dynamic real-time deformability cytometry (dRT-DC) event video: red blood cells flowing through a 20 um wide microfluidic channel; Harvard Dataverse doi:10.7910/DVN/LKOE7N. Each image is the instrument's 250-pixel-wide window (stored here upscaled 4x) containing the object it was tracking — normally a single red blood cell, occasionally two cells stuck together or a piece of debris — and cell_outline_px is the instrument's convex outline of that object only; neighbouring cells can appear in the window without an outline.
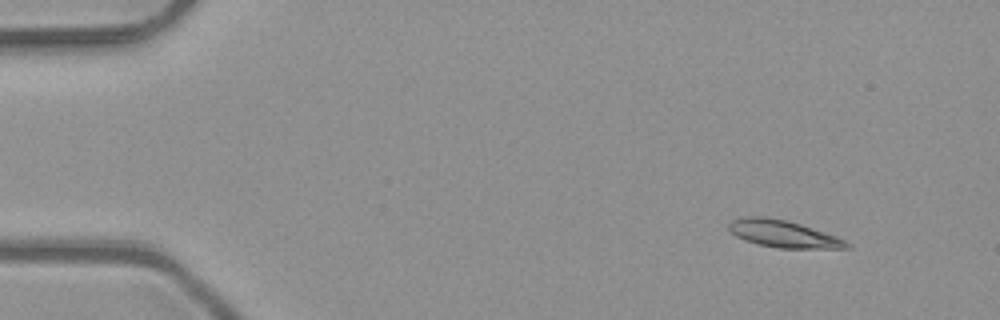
{"species": "common noctule bat (a hibernating species)", "species_latin": "Nyctalus noctula", "temperature_condition": "room temperature", "stored_images_in_passage": 50, "camera_frame_rate_fps": 3000, "um_per_image_px": 0.085, "animal": {"sex": "male", "body_mass_g": 23.1, "forearm_length_mm": 52.7}, "frame": {"image": 1, "passage_image": 5, "time_ms": 1.333, "image_size_px": [1000, 320], "cell_outline_px": [[852, 248], [776, 248], [756, 244], [744, 240], [736, 236], [728, 228], [728, 224], [732, 220], [744, 216], [764, 216], [788, 220], [836, 236], [852, 244]], "centroid_in_image_um": [66.56, 19.87], "position_along_channel_um": 18.4, "area_um2": 18.73}}
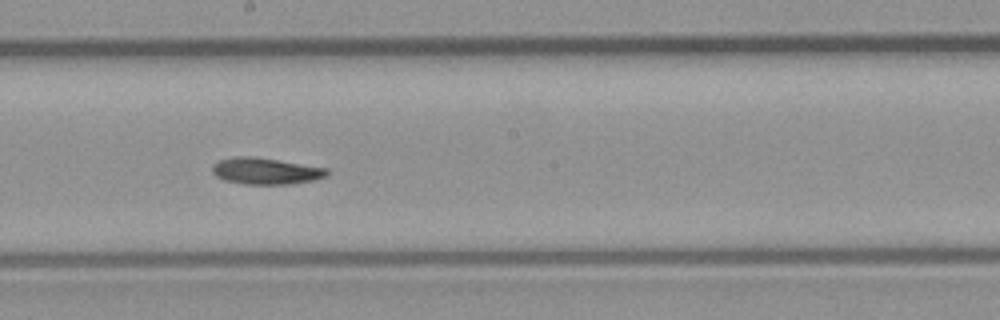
{"frame": {"image": 2, "passage_image": 28, "time_ms": 9.0, "image_size_px": [1000, 320], "cell_outline_px": [[328, 176], [312, 180], [292, 184], [244, 184], [224, 180], [216, 176], [212, 172], [212, 164], [220, 160], [232, 156], [252, 156], [280, 160], [328, 168]], "centroid_in_image_um": [22.57, 14.53], "position_along_channel_um": 225.6, "area_um2": 17.86}}
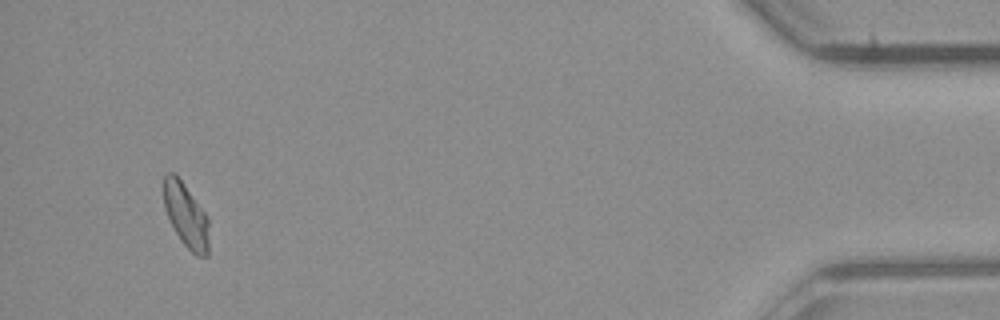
{"frame": {"image": 3, "passage_image": 48, "time_ms": 15.667, "image_size_px": [1000, 320], "cell_outline_px": [[208, 256], [196, 256], [184, 244], [176, 232], [164, 208], [164, 176], [168, 172], [172, 172], [184, 184], [208, 216]], "centroid_in_image_um": [15.82, 18.31], "position_along_channel_um": 419.4, "area_um2": 16.59}, "authors_computed_cell_mechanics": {"area_um2": 17.6579, "velocity_mm_per_s": 4.0714, "shape_relaxation_time_tau1_ms": 5.7478, "shape_relaxation_time_tau2_ms": null, "deformation_change_tau1": 0.1343, "deformation_change_tau2": null}}